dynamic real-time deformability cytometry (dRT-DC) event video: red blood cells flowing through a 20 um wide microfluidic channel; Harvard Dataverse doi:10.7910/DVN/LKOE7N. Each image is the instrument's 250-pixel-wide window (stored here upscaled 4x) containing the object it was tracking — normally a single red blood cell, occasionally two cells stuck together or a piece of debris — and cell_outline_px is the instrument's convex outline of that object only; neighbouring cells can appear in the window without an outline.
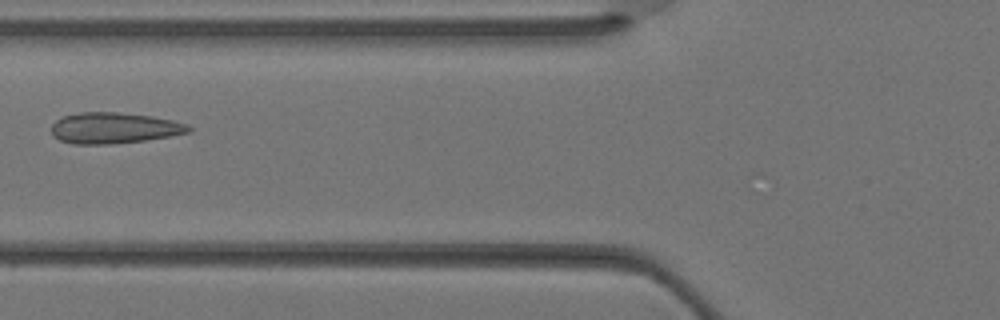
{"species": "Egyptian fruit bat (a non-hibernating species)", "species_latin": "Rousettus aegyptiacus", "temperature_condition": "warm", "stored_images_in_passage": 31, "camera_frame_rate_fps": 3000, "um_per_image_px": 0.085, "animal": {"sex": "female"}, "frame": {"image": 1, "passage_image": 9, "time_ms": 2.667, "image_size_px": [1000, 320], "cell_outline_px": [[192, 128], [188, 132], [168, 136], [144, 140], [108, 144], [72, 144], [60, 140], [52, 136], [52, 124], [56, 120], [64, 116], [80, 112], [120, 112], [152, 116], [172, 120], [188, 124]], "centroid_in_image_um": [9.67, 10.87], "position_along_channel_um": 116.1, "area_um2": 24.68}}
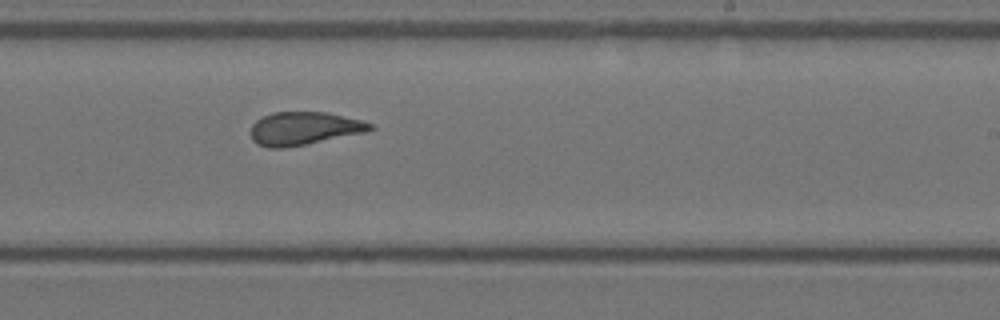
{"frame": {"image": 2, "passage_image": 17, "time_ms": 5.333, "image_size_px": [1000, 320], "cell_outline_px": [[376, 128], [364, 132], [284, 148], [268, 148], [256, 144], [252, 140], [252, 124], [256, 120], [272, 112], [324, 112], [360, 120], [372, 124]], "centroid_in_image_um": [25.79, 10.92], "position_along_channel_um": 263.2, "area_um2": 22.66}}
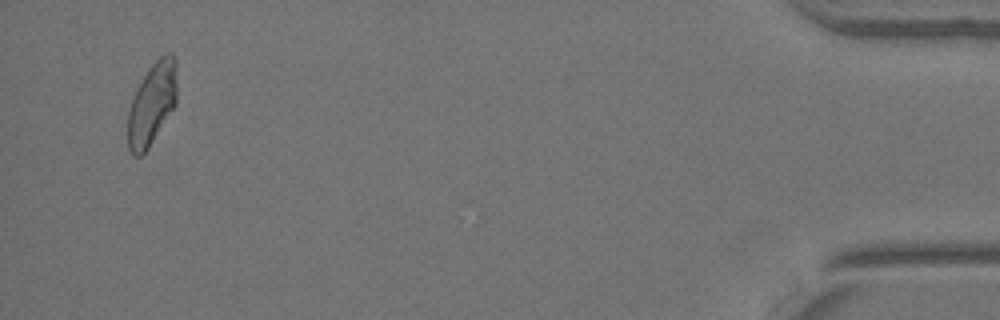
{"frame": {"image": 3, "passage_image": 30, "time_ms": 9.667, "image_size_px": [1000, 320], "cell_outline_px": [[176, 104], [148, 148], [140, 156], [132, 156], [128, 148], [128, 112], [132, 100], [148, 68], [164, 52], [172, 52], [176, 60]], "centroid_in_image_um": [12.93, 8.81], "position_along_channel_um": 422.3, "area_um2": 23.35}}